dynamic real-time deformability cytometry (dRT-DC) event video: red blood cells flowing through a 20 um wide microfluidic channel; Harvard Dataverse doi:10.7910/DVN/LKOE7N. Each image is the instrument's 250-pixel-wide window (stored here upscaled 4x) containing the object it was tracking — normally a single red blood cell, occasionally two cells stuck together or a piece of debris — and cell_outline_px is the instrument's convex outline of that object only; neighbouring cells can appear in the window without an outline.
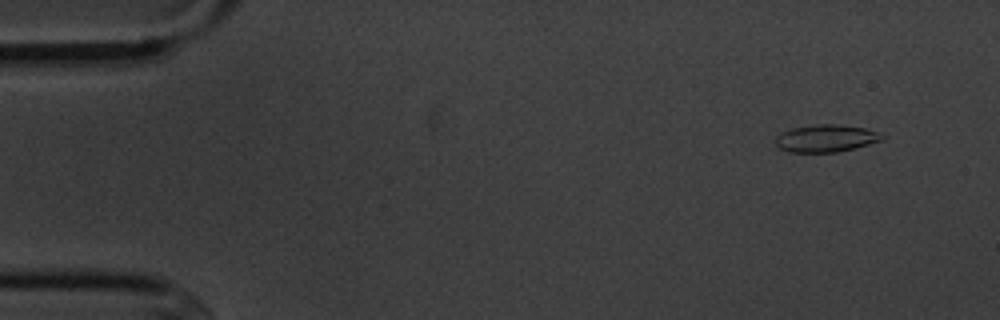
{"species": "common noctule bat (a hibernating species)", "species_latin": "Nyctalus noctula", "temperature_condition": "cold", "stored_images_in_passage": 5, "segment_of_instrument_passage": [1, 2], "camera_frame_rate_fps": 3000, "um_per_image_px": 0.085, "animal": {"sex": "male", "body_mass_g": 20.1, "forearm_length_mm": 53.5}, "frame": {"image": 1, "passage_image": 1, "time_ms": 0.0, "image_size_px": [1000, 320], "cell_outline_px": [[888, 136], [884, 140], [856, 148], [836, 152], [788, 152], [780, 148], [776, 144], [776, 136], [780, 132], [792, 128], [816, 124], [840, 124], [864, 128]], "centroid_in_image_um": [70.23, 11.75], "position_along_channel_um": 14.8, "area_um2": 17.17}}